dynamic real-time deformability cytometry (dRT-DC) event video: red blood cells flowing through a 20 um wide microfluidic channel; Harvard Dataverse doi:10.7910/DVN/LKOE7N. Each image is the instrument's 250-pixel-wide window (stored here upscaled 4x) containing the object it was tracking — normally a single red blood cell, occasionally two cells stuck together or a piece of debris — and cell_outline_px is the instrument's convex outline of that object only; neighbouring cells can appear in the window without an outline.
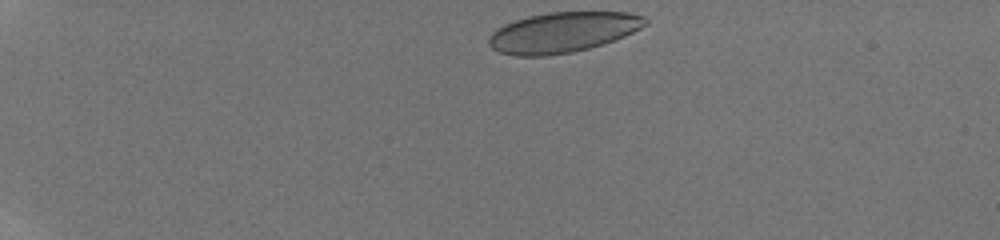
{"species": "human", "species_latin": "Homo sapiens", "temperature_condition": "room temperature", "stored_images_in_passage": 40, "camera_frame_rate_fps": 3000, "um_per_image_px": 0.085, "donor": {"sex": "male"}, "frame": {"image": 1, "passage_image": 1, "time_ms": 0.0, "image_size_px": [1000, 240], "cell_outline_px": [[648, 24], [624, 36], [604, 44], [572, 52], [548, 56], [516, 56], [500, 52], [492, 48], [488, 44], [488, 36], [492, 32], [504, 24], [528, 16], [548, 12], [628, 12], [644, 16], [648, 20]], "centroid_in_image_um": [47.83, 2.75], "position_along_channel_um": 37.2, "area_um2": 36.88}}
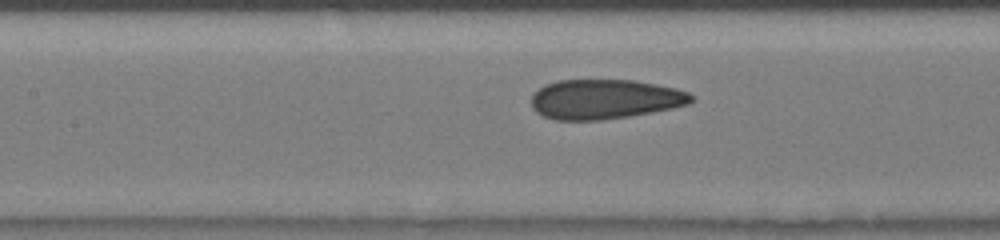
{"frame": {"image": 2, "passage_image": 16, "time_ms": 5.0, "image_size_px": [1000, 240], "cell_outline_px": [[696, 100], [688, 104], [672, 108], [652, 112], [628, 116], [600, 120], [556, 120], [544, 116], [536, 112], [532, 108], [532, 92], [544, 84], [560, 80], [632, 80], [656, 84], [676, 88], [688, 92], [696, 96]], "centroid_in_image_um": [51.41, 8.43], "position_along_channel_um": 156.0, "area_um2": 37.22}}
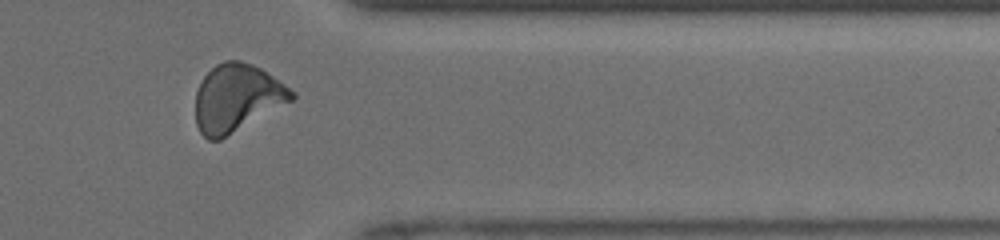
{"frame": {"image": 3, "passage_image": 33, "time_ms": 10.667, "image_size_px": [1000, 240], "cell_outline_px": [[296, 96], [292, 100], [220, 140], [208, 140], [200, 132], [196, 124], [196, 92], [204, 76], [216, 64], [224, 60], [240, 60], [252, 64], [260, 68], [296, 92]], "centroid_in_image_um": [20.12, 8.32], "position_along_channel_um": 391.3, "area_um2": 37.51}, "authors_computed_cell_mechanics": {"area_um2": 36.8764, "velocity_mm_per_s": 4.2121, "shape_relaxation_time_tau1_ms": null, "shape_relaxation_time_tau2_ms": 0.754, "deformation_change_tau1": null, "deformation_change_tau2": 0.0633}}